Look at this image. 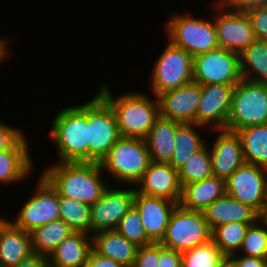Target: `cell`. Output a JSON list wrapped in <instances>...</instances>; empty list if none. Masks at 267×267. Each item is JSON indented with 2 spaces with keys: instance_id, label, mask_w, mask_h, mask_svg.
<instances>
[{
  "instance_id": "8d00e7d4",
  "label": "cell",
  "mask_w": 267,
  "mask_h": 267,
  "mask_svg": "<svg viewBox=\"0 0 267 267\" xmlns=\"http://www.w3.org/2000/svg\"><path fill=\"white\" fill-rule=\"evenodd\" d=\"M257 40L267 41V6H254L246 11Z\"/></svg>"
},
{
  "instance_id": "9a60e30c",
  "label": "cell",
  "mask_w": 267,
  "mask_h": 267,
  "mask_svg": "<svg viewBox=\"0 0 267 267\" xmlns=\"http://www.w3.org/2000/svg\"><path fill=\"white\" fill-rule=\"evenodd\" d=\"M235 85H202V94L196 110V124L209 130H227Z\"/></svg>"
},
{
  "instance_id": "83f0119b",
  "label": "cell",
  "mask_w": 267,
  "mask_h": 267,
  "mask_svg": "<svg viewBox=\"0 0 267 267\" xmlns=\"http://www.w3.org/2000/svg\"><path fill=\"white\" fill-rule=\"evenodd\" d=\"M72 232L70 227L60 218L38 227L29 232L32 252L49 257Z\"/></svg>"
},
{
  "instance_id": "ffe728a7",
  "label": "cell",
  "mask_w": 267,
  "mask_h": 267,
  "mask_svg": "<svg viewBox=\"0 0 267 267\" xmlns=\"http://www.w3.org/2000/svg\"><path fill=\"white\" fill-rule=\"evenodd\" d=\"M31 254L30 234L0 216V267H14Z\"/></svg>"
},
{
  "instance_id": "1f68e13d",
  "label": "cell",
  "mask_w": 267,
  "mask_h": 267,
  "mask_svg": "<svg viewBox=\"0 0 267 267\" xmlns=\"http://www.w3.org/2000/svg\"><path fill=\"white\" fill-rule=\"evenodd\" d=\"M206 143L200 150L192 154L187 162L178 169L181 186L203 181L213 176L210 149Z\"/></svg>"
},
{
  "instance_id": "f1b7e54d",
  "label": "cell",
  "mask_w": 267,
  "mask_h": 267,
  "mask_svg": "<svg viewBox=\"0 0 267 267\" xmlns=\"http://www.w3.org/2000/svg\"><path fill=\"white\" fill-rule=\"evenodd\" d=\"M243 79L267 83V41L255 40L239 54Z\"/></svg>"
},
{
  "instance_id": "e0dca14e",
  "label": "cell",
  "mask_w": 267,
  "mask_h": 267,
  "mask_svg": "<svg viewBox=\"0 0 267 267\" xmlns=\"http://www.w3.org/2000/svg\"><path fill=\"white\" fill-rule=\"evenodd\" d=\"M135 186L138 193L180 203L182 186L178 170L169 163L152 161Z\"/></svg>"
},
{
  "instance_id": "bcb514c9",
  "label": "cell",
  "mask_w": 267,
  "mask_h": 267,
  "mask_svg": "<svg viewBox=\"0 0 267 267\" xmlns=\"http://www.w3.org/2000/svg\"><path fill=\"white\" fill-rule=\"evenodd\" d=\"M258 221L267 230V204L259 211Z\"/></svg>"
},
{
  "instance_id": "30bf717a",
  "label": "cell",
  "mask_w": 267,
  "mask_h": 267,
  "mask_svg": "<svg viewBox=\"0 0 267 267\" xmlns=\"http://www.w3.org/2000/svg\"><path fill=\"white\" fill-rule=\"evenodd\" d=\"M193 82L236 85L241 79L239 53L218 47L193 57Z\"/></svg>"
},
{
  "instance_id": "d6986e66",
  "label": "cell",
  "mask_w": 267,
  "mask_h": 267,
  "mask_svg": "<svg viewBox=\"0 0 267 267\" xmlns=\"http://www.w3.org/2000/svg\"><path fill=\"white\" fill-rule=\"evenodd\" d=\"M178 203L160 197L148 196L136 191L133 206L137 209L147 236L159 243Z\"/></svg>"
},
{
  "instance_id": "4fadbf2b",
  "label": "cell",
  "mask_w": 267,
  "mask_h": 267,
  "mask_svg": "<svg viewBox=\"0 0 267 267\" xmlns=\"http://www.w3.org/2000/svg\"><path fill=\"white\" fill-rule=\"evenodd\" d=\"M226 193L259 213L267 204V169L244 163L226 180Z\"/></svg>"
},
{
  "instance_id": "7bdbcfd3",
  "label": "cell",
  "mask_w": 267,
  "mask_h": 267,
  "mask_svg": "<svg viewBox=\"0 0 267 267\" xmlns=\"http://www.w3.org/2000/svg\"><path fill=\"white\" fill-rule=\"evenodd\" d=\"M238 253L230 257L235 261L236 267H267V259L259 257L238 255Z\"/></svg>"
},
{
  "instance_id": "d6a6232c",
  "label": "cell",
  "mask_w": 267,
  "mask_h": 267,
  "mask_svg": "<svg viewBox=\"0 0 267 267\" xmlns=\"http://www.w3.org/2000/svg\"><path fill=\"white\" fill-rule=\"evenodd\" d=\"M254 223L231 222L212 231V241L224 256L239 253L247 228Z\"/></svg>"
},
{
  "instance_id": "5bb4252c",
  "label": "cell",
  "mask_w": 267,
  "mask_h": 267,
  "mask_svg": "<svg viewBox=\"0 0 267 267\" xmlns=\"http://www.w3.org/2000/svg\"><path fill=\"white\" fill-rule=\"evenodd\" d=\"M108 187L91 209V235L105 230H115L122 217L133 207L136 193L132 189Z\"/></svg>"
},
{
  "instance_id": "ba28073f",
  "label": "cell",
  "mask_w": 267,
  "mask_h": 267,
  "mask_svg": "<svg viewBox=\"0 0 267 267\" xmlns=\"http://www.w3.org/2000/svg\"><path fill=\"white\" fill-rule=\"evenodd\" d=\"M88 162L100 163L121 137L112 108L98 95L87 102Z\"/></svg>"
},
{
  "instance_id": "7c38bea8",
  "label": "cell",
  "mask_w": 267,
  "mask_h": 267,
  "mask_svg": "<svg viewBox=\"0 0 267 267\" xmlns=\"http://www.w3.org/2000/svg\"><path fill=\"white\" fill-rule=\"evenodd\" d=\"M35 186L34 196L24 203L18 218L9 220L15 227L26 232L59 219V195L51 184L41 175Z\"/></svg>"
},
{
  "instance_id": "60d3db41",
  "label": "cell",
  "mask_w": 267,
  "mask_h": 267,
  "mask_svg": "<svg viewBox=\"0 0 267 267\" xmlns=\"http://www.w3.org/2000/svg\"><path fill=\"white\" fill-rule=\"evenodd\" d=\"M228 8L246 12L254 6H267V0H221Z\"/></svg>"
},
{
  "instance_id": "4316f807",
  "label": "cell",
  "mask_w": 267,
  "mask_h": 267,
  "mask_svg": "<svg viewBox=\"0 0 267 267\" xmlns=\"http://www.w3.org/2000/svg\"><path fill=\"white\" fill-rule=\"evenodd\" d=\"M204 126L196 123H181L175 134V149L171 160L168 162L174 169H180L189 157L200 150L206 140L201 138L199 129ZM198 128V130H196Z\"/></svg>"
},
{
  "instance_id": "277c9868",
  "label": "cell",
  "mask_w": 267,
  "mask_h": 267,
  "mask_svg": "<svg viewBox=\"0 0 267 267\" xmlns=\"http://www.w3.org/2000/svg\"><path fill=\"white\" fill-rule=\"evenodd\" d=\"M151 162L145 139L120 137L100 165L115 182L135 186Z\"/></svg>"
},
{
  "instance_id": "9c48e42d",
  "label": "cell",
  "mask_w": 267,
  "mask_h": 267,
  "mask_svg": "<svg viewBox=\"0 0 267 267\" xmlns=\"http://www.w3.org/2000/svg\"><path fill=\"white\" fill-rule=\"evenodd\" d=\"M193 57L184 49L167 43L157 58L151 72V89L158 97L163 92L173 90L193 82Z\"/></svg>"
},
{
  "instance_id": "44dd1931",
  "label": "cell",
  "mask_w": 267,
  "mask_h": 267,
  "mask_svg": "<svg viewBox=\"0 0 267 267\" xmlns=\"http://www.w3.org/2000/svg\"><path fill=\"white\" fill-rule=\"evenodd\" d=\"M28 145L23 135L10 149L0 151V183L21 182L32 174L34 165Z\"/></svg>"
},
{
  "instance_id": "d4e9b609",
  "label": "cell",
  "mask_w": 267,
  "mask_h": 267,
  "mask_svg": "<svg viewBox=\"0 0 267 267\" xmlns=\"http://www.w3.org/2000/svg\"><path fill=\"white\" fill-rule=\"evenodd\" d=\"M93 249L125 267H132L139 246L123 237L116 229L92 235Z\"/></svg>"
},
{
  "instance_id": "e575fe53",
  "label": "cell",
  "mask_w": 267,
  "mask_h": 267,
  "mask_svg": "<svg viewBox=\"0 0 267 267\" xmlns=\"http://www.w3.org/2000/svg\"><path fill=\"white\" fill-rule=\"evenodd\" d=\"M116 230L139 247L154 243L147 236L141 217L134 206L122 217Z\"/></svg>"
},
{
  "instance_id": "ac0fdd59",
  "label": "cell",
  "mask_w": 267,
  "mask_h": 267,
  "mask_svg": "<svg viewBox=\"0 0 267 267\" xmlns=\"http://www.w3.org/2000/svg\"><path fill=\"white\" fill-rule=\"evenodd\" d=\"M213 131L218 134L213 146L209 147L213 176L227 180L245 163L242 141L236 132L226 129Z\"/></svg>"
},
{
  "instance_id": "d590c367",
  "label": "cell",
  "mask_w": 267,
  "mask_h": 267,
  "mask_svg": "<svg viewBox=\"0 0 267 267\" xmlns=\"http://www.w3.org/2000/svg\"><path fill=\"white\" fill-rule=\"evenodd\" d=\"M239 252L241 255L267 259V230L258 220L247 228Z\"/></svg>"
},
{
  "instance_id": "f6af8a7d",
  "label": "cell",
  "mask_w": 267,
  "mask_h": 267,
  "mask_svg": "<svg viewBox=\"0 0 267 267\" xmlns=\"http://www.w3.org/2000/svg\"><path fill=\"white\" fill-rule=\"evenodd\" d=\"M8 45V41H6L4 38H0V66L2 64V62H4V60L9 57L10 55V51H9V47H7ZM9 54V55H8Z\"/></svg>"
},
{
  "instance_id": "5b68a950",
  "label": "cell",
  "mask_w": 267,
  "mask_h": 267,
  "mask_svg": "<svg viewBox=\"0 0 267 267\" xmlns=\"http://www.w3.org/2000/svg\"><path fill=\"white\" fill-rule=\"evenodd\" d=\"M267 124V83L241 79L234 87L227 130Z\"/></svg>"
},
{
  "instance_id": "74e56055",
  "label": "cell",
  "mask_w": 267,
  "mask_h": 267,
  "mask_svg": "<svg viewBox=\"0 0 267 267\" xmlns=\"http://www.w3.org/2000/svg\"><path fill=\"white\" fill-rule=\"evenodd\" d=\"M159 243L138 248L136 259L132 267H158Z\"/></svg>"
},
{
  "instance_id": "f35d334b",
  "label": "cell",
  "mask_w": 267,
  "mask_h": 267,
  "mask_svg": "<svg viewBox=\"0 0 267 267\" xmlns=\"http://www.w3.org/2000/svg\"><path fill=\"white\" fill-rule=\"evenodd\" d=\"M23 135V130L0 121V151L10 149Z\"/></svg>"
},
{
  "instance_id": "3957f363",
  "label": "cell",
  "mask_w": 267,
  "mask_h": 267,
  "mask_svg": "<svg viewBox=\"0 0 267 267\" xmlns=\"http://www.w3.org/2000/svg\"><path fill=\"white\" fill-rule=\"evenodd\" d=\"M52 121L49 138L59 162H88L87 102L62 108Z\"/></svg>"
},
{
  "instance_id": "ab89813d",
  "label": "cell",
  "mask_w": 267,
  "mask_h": 267,
  "mask_svg": "<svg viewBox=\"0 0 267 267\" xmlns=\"http://www.w3.org/2000/svg\"><path fill=\"white\" fill-rule=\"evenodd\" d=\"M158 267H182V252L166 248L159 243Z\"/></svg>"
},
{
  "instance_id": "ee69618b",
  "label": "cell",
  "mask_w": 267,
  "mask_h": 267,
  "mask_svg": "<svg viewBox=\"0 0 267 267\" xmlns=\"http://www.w3.org/2000/svg\"><path fill=\"white\" fill-rule=\"evenodd\" d=\"M14 267H50V264L48 257L33 253Z\"/></svg>"
},
{
  "instance_id": "6da1fadb",
  "label": "cell",
  "mask_w": 267,
  "mask_h": 267,
  "mask_svg": "<svg viewBox=\"0 0 267 267\" xmlns=\"http://www.w3.org/2000/svg\"><path fill=\"white\" fill-rule=\"evenodd\" d=\"M97 162H58L43 170L42 176L59 196L92 205L109 187Z\"/></svg>"
},
{
  "instance_id": "484cf974",
  "label": "cell",
  "mask_w": 267,
  "mask_h": 267,
  "mask_svg": "<svg viewBox=\"0 0 267 267\" xmlns=\"http://www.w3.org/2000/svg\"><path fill=\"white\" fill-rule=\"evenodd\" d=\"M180 122L159 117L145 138L151 160L168 163L175 149V134Z\"/></svg>"
},
{
  "instance_id": "7a4b0ae2",
  "label": "cell",
  "mask_w": 267,
  "mask_h": 267,
  "mask_svg": "<svg viewBox=\"0 0 267 267\" xmlns=\"http://www.w3.org/2000/svg\"><path fill=\"white\" fill-rule=\"evenodd\" d=\"M97 94L112 108L121 137L145 139L160 117L159 99L143 92H127L114 97L108 85L100 84Z\"/></svg>"
},
{
  "instance_id": "7dc6e473",
  "label": "cell",
  "mask_w": 267,
  "mask_h": 267,
  "mask_svg": "<svg viewBox=\"0 0 267 267\" xmlns=\"http://www.w3.org/2000/svg\"><path fill=\"white\" fill-rule=\"evenodd\" d=\"M218 267H236L235 261L230 256H225Z\"/></svg>"
},
{
  "instance_id": "8992f818",
  "label": "cell",
  "mask_w": 267,
  "mask_h": 267,
  "mask_svg": "<svg viewBox=\"0 0 267 267\" xmlns=\"http://www.w3.org/2000/svg\"><path fill=\"white\" fill-rule=\"evenodd\" d=\"M165 27L168 41L192 57L218 48L214 21L174 14Z\"/></svg>"
},
{
  "instance_id": "4dcf8cb0",
  "label": "cell",
  "mask_w": 267,
  "mask_h": 267,
  "mask_svg": "<svg viewBox=\"0 0 267 267\" xmlns=\"http://www.w3.org/2000/svg\"><path fill=\"white\" fill-rule=\"evenodd\" d=\"M59 212V218L73 232H83L91 235V209L89 205L59 196Z\"/></svg>"
},
{
  "instance_id": "836d02e7",
  "label": "cell",
  "mask_w": 267,
  "mask_h": 267,
  "mask_svg": "<svg viewBox=\"0 0 267 267\" xmlns=\"http://www.w3.org/2000/svg\"><path fill=\"white\" fill-rule=\"evenodd\" d=\"M225 256L210 242L182 252V267H218Z\"/></svg>"
},
{
  "instance_id": "b9f144b4",
  "label": "cell",
  "mask_w": 267,
  "mask_h": 267,
  "mask_svg": "<svg viewBox=\"0 0 267 267\" xmlns=\"http://www.w3.org/2000/svg\"><path fill=\"white\" fill-rule=\"evenodd\" d=\"M85 267H125L122 264L98 254L94 249L91 251Z\"/></svg>"
},
{
  "instance_id": "f546056e",
  "label": "cell",
  "mask_w": 267,
  "mask_h": 267,
  "mask_svg": "<svg viewBox=\"0 0 267 267\" xmlns=\"http://www.w3.org/2000/svg\"><path fill=\"white\" fill-rule=\"evenodd\" d=\"M236 133L242 141L245 163L267 169V124L247 126Z\"/></svg>"
},
{
  "instance_id": "603a6c76",
  "label": "cell",
  "mask_w": 267,
  "mask_h": 267,
  "mask_svg": "<svg viewBox=\"0 0 267 267\" xmlns=\"http://www.w3.org/2000/svg\"><path fill=\"white\" fill-rule=\"evenodd\" d=\"M203 214L212 231L231 222L255 223L258 220V213L252 207L227 194L210 204Z\"/></svg>"
},
{
  "instance_id": "7402d4cb",
  "label": "cell",
  "mask_w": 267,
  "mask_h": 267,
  "mask_svg": "<svg viewBox=\"0 0 267 267\" xmlns=\"http://www.w3.org/2000/svg\"><path fill=\"white\" fill-rule=\"evenodd\" d=\"M92 250V235L72 232L48 257L50 267H85Z\"/></svg>"
},
{
  "instance_id": "8fae6325",
  "label": "cell",
  "mask_w": 267,
  "mask_h": 267,
  "mask_svg": "<svg viewBox=\"0 0 267 267\" xmlns=\"http://www.w3.org/2000/svg\"><path fill=\"white\" fill-rule=\"evenodd\" d=\"M213 1V9L218 10L212 18L218 47L240 54L256 40L250 18L246 12L228 8L221 0Z\"/></svg>"
},
{
  "instance_id": "52a82bcc",
  "label": "cell",
  "mask_w": 267,
  "mask_h": 267,
  "mask_svg": "<svg viewBox=\"0 0 267 267\" xmlns=\"http://www.w3.org/2000/svg\"><path fill=\"white\" fill-rule=\"evenodd\" d=\"M211 240L212 230L203 212L187 210L178 204L159 243L166 248L184 252Z\"/></svg>"
},
{
  "instance_id": "cb8c5ba5",
  "label": "cell",
  "mask_w": 267,
  "mask_h": 267,
  "mask_svg": "<svg viewBox=\"0 0 267 267\" xmlns=\"http://www.w3.org/2000/svg\"><path fill=\"white\" fill-rule=\"evenodd\" d=\"M226 194V180L211 176L203 181L184 185L179 205L187 210L203 212Z\"/></svg>"
},
{
  "instance_id": "2e32d148",
  "label": "cell",
  "mask_w": 267,
  "mask_h": 267,
  "mask_svg": "<svg viewBox=\"0 0 267 267\" xmlns=\"http://www.w3.org/2000/svg\"><path fill=\"white\" fill-rule=\"evenodd\" d=\"M202 85L191 82L158 96L160 116L180 123H196V110Z\"/></svg>"
}]
</instances>
